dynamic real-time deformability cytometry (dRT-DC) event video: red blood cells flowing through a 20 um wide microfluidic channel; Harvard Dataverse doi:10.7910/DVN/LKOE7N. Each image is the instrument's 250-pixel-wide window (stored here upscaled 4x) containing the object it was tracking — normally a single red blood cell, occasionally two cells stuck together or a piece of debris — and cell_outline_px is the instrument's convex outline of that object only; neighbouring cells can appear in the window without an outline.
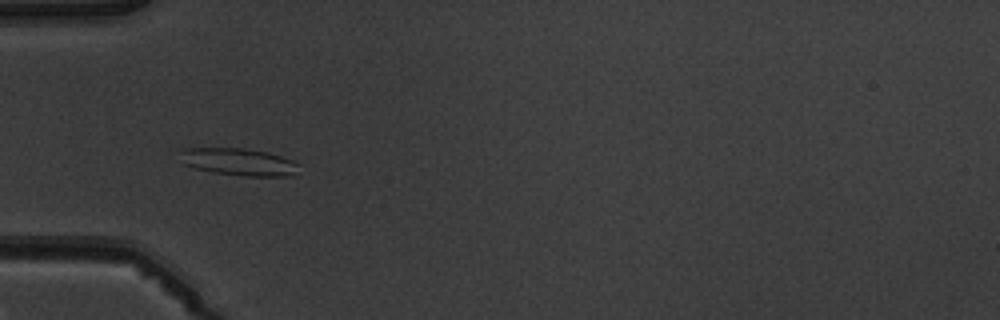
{"species": "common noctule bat (a hibernating species)", "species_latin": "Nyctalus noctula", "temperature_condition": "warm", "stored_images_in_passage": 7, "camera_frame_rate_fps": 3000, "um_per_image_px": 0.085, "animal": {"sex": "male", "body_mass_g": 19.5, "forearm_length_mm": 54.6}, "frame": {"image": 1, "passage_image": 6, "time_ms": 5.667, "image_size_px": [1000, 320], "cell_outline_px": [[300, 164], [292, 176], [244, 176], [212, 172], [196, 168], [184, 164], [180, 152], [180, 148], [244, 148], [268, 152], [292, 160]], "centroid_in_image_um": [20.3, 13.75], "position_along_channel_um": 64.7, "area_um2": 18.84}}